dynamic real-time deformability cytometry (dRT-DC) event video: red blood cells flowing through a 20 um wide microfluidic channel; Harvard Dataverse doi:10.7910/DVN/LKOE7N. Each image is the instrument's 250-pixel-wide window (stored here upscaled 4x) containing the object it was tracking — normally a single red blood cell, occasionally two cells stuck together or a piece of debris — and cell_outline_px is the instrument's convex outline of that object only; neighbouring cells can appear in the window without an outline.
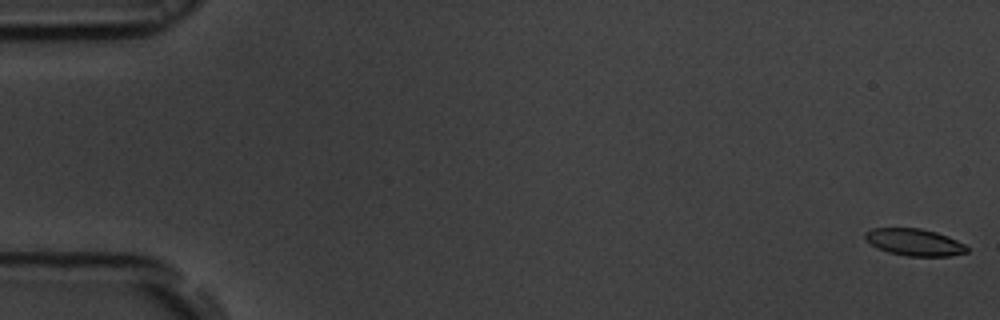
{"species": "common noctule bat (a hibernating species)", "species_latin": "Nyctalus noctula", "temperature_condition": "room temperature", "stored_images_in_passage": 55, "camera_frame_rate_fps": 3000, "um_per_image_px": 0.085, "animal": {"sex": "male", "body_mass_g": 19.5, "forearm_length_mm": 54.6}, "frame": {"image": 1, "passage_image": 1, "time_ms": 0.0, "image_size_px": [1000, 320], "cell_outline_px": [[968, 252], [952, 256], [908, 256], [888, 252], [876, 248], [864, 236], [864, 232], [872, 228], [920, 228], [936, 232], [948, 236], [964, 244], [968, 248]], "centroid_in_image_um": [77.73, 20.59], "position_along_channel_um": 7.3, "area_um2": 16.01}}
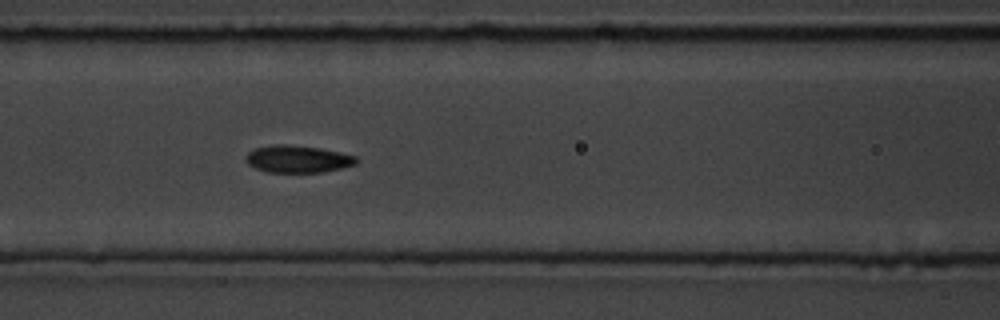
{"frame": {"image": 2, "passage_image": 24, "time_ms": 7.667, "image_size_px": [1000, 320], "cell_outline_px": [[360, 160], [356, 164], [324, 172], [268, 172], [256, 168], [248, 164], [244, 156], [248, 152], [256, 148], [276, 144], [284, 144], [320, 148], [356, 156]], "centroid_in_image_um": [25.31, 13.52], "position_along_channel_um": 141.3, "area_um2": 17.46}}
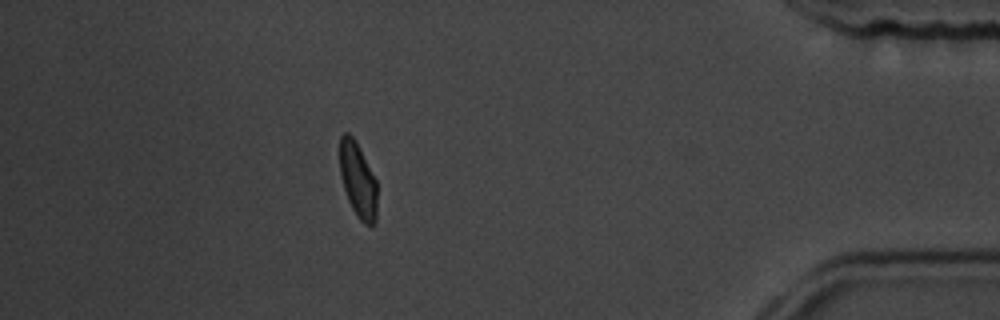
{"frame": {"image": 3, "passage_image": 49, "time_ms": 16.0, "image_size_px": [1000, 320], "cell_outline_px": [[376, 224], [372, 228], [364, 224], [356, 216], [348, 200], [340, 176], [340, 136], [344, 132], [348, 132], [356, 140], [376, 180]], "centroid_in_image_um": [30.42, 15.33], "position_along_channel_um": 404.8, "area_um2": 16.53}, "authors_computed_cell_mechanics": {"area_um2": 16.9932, "velocity_mm_per_s": 3.7258, "shape_relaxation_time_tau1_ms": 2.4099, "shape_relaxation_time_tau2_ms": 2.1846, "deformation_change_tau1": 0.0998, "deformation_change_tau2": 0.0595}}